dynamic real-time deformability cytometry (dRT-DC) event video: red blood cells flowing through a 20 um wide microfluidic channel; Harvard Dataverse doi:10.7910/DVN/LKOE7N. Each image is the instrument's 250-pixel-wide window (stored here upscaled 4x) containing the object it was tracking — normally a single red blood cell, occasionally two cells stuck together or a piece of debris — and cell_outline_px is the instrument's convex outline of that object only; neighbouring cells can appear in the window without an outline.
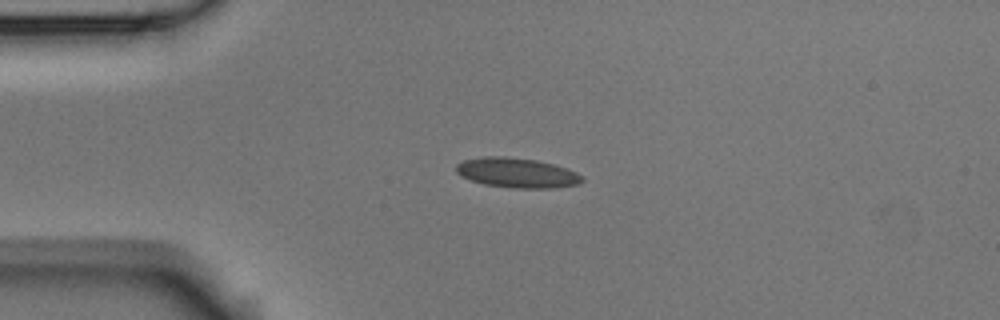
{"species": "Egyptian fruit bat (a non-hibernating species)", "species_latin": "Rousettus aegyptiacus", "temperature_condition": "room temperature", "stored_images_in_passage": 2, "camera_frame_rate_fps": 3000, "um_per_image_px": 0.085, "animal": {"sex": "male"}, "frame": {"image": 1, "passage_image": 1, "time_ms": 0.0, "image_size_px": [1000, 320], "cell_outline_px": [[584, 180], [576, 184], [552, 188], [516, 188], [484, 184], [460, 176], [456, 172], [456, 164], [464, 160], [484, 156], [504, 156], [536, 160], [568, 168], [584, 176]], "centroid_in_image_um": [43.94, 14.68], "position_along_channel_um": 41.1, "area_um2": 21.85}}